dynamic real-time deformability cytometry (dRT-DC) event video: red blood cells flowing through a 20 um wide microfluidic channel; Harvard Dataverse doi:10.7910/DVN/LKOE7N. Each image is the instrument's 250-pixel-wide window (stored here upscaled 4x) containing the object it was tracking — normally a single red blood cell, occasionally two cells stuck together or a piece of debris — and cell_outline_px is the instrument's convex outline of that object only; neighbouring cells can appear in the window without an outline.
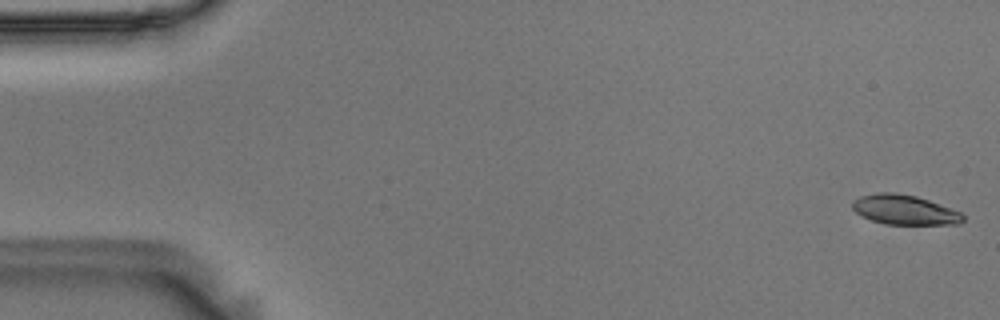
{"species": "Egyptian fruit bat (a non-hibernating species)", "species_latin": "Rousettus aegyptiacus", "temperature_condition": "room temperature", "stored_images_in_passage": 56, "camera_frame_rate_fps": 3000, "um_per_image_px": 0.085, "animal": {"sex": "male"}, "frame": {"image": 1, "passage_image": 1, "time_ms": 0.0, "image_size_px": [1000, 320], "cell_outline_px": [[964, 220], [960, 224], [884, 224], [872, 220], [856, 212], [852, 208], [852, 200], [860, 196], [876, 192], [892, 192], [916, 196], [928, 200], [960, 212], [964, 216]], "centroid_in_image_um": [76.86, 17.83], "position_along_channel_um": 8.1, "area_um2": 19.02}}
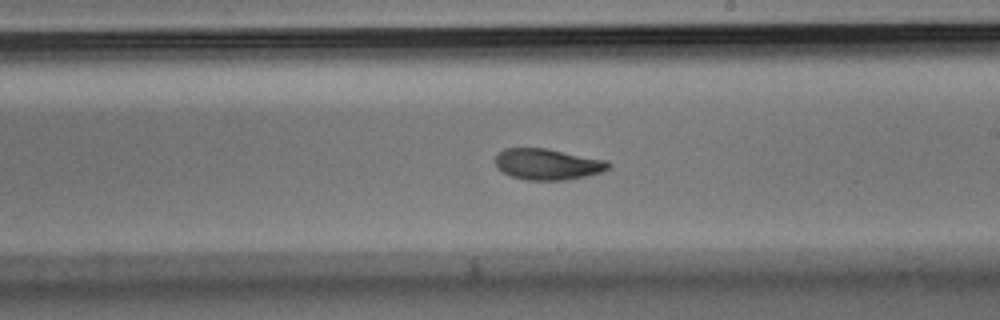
{"frame": {"image": 2, "passage_image": 32, "time_ms": 10.333, "image_size_px": [1000, 320], "cell_outline_px": [[612, 164], [608, 168], [600, 172], [588, 176], [568, 180], [524, 180], [512, 176], [496, 168], [496, 156], [504, 148], [548, 148], [608, 160]], "centroid_in_image_um": [46.58, 13.96], "position_along_channel_um": 242.4, "area_um2": 20.69}}
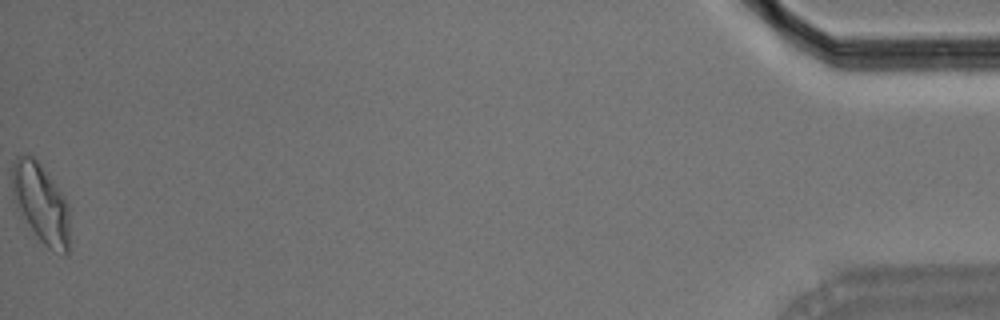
{"frame": {"image": 3, "passage_image": 56, "time_ms": 18.333, "image_size_px": [1000, 320], "cell_outline_px": [[68, 256], [64, 256], [48, 248], [36, 236], [16, 208], [12, 196], [12, 164], [16, 156], [32, 156], [40, 164], [64, 196], [68, 204]], "centroid_in_image_um": [3.46, 17.3], "position_along_channel_um": 431.7, "area_um2": 26.53}, "authors_computed_cell_mechanics": {"area_um2": 20.808, "velocity_mm_per_s": 3.601, "shape_relaxation_time_tau1_ms": 5.2261, "shape_relaxation_time_tau2_ms": 3.0152, "deformation_change_tau1": 0.1506, "deformation_change_tau2": 0.088}}